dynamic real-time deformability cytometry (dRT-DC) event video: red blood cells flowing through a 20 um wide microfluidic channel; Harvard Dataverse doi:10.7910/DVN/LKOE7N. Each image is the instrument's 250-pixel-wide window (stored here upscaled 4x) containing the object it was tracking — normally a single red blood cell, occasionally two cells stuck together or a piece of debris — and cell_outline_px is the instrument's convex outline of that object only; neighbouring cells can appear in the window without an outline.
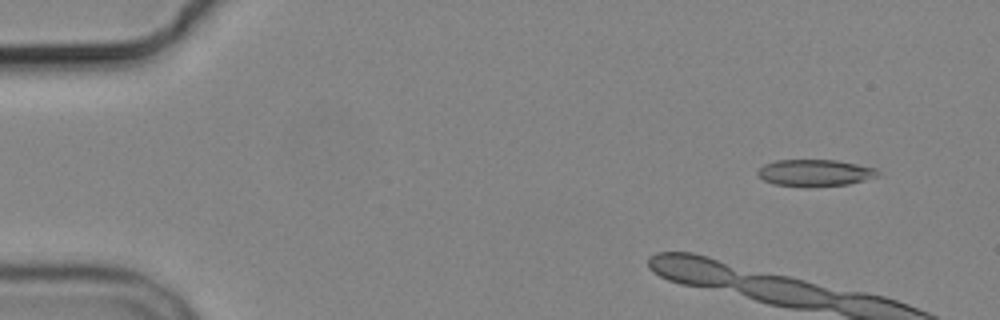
{"species": "common noctule bat (a hibernating species)", "species_latin": "Nyctalus noctula", "temperature_condition": "cold", "stored_images_in_passage": 5, "camera_frame_rate_fps": 3000, "um_per_image_px": 0.085, "animal": {"sex": "male", "body_mass_g": 19.2, "forearm_length_mm": 51.8}, "frame": {"image": 1, "passage_image": 1, "time_ms": 0.0, "image_size_px": [1000, 320], "cell_outline_px": [[880, 176], [848, 184], [808, 188], [776, 184], [764, 180], [756, 172], [764, 164], [776, 160], [836, 160], [876, 168], [880, 172]], "centroid_in_image_um": [69.29, 14.7], "position_along_channel_um": 15.7, "area_um2": 18.9}}
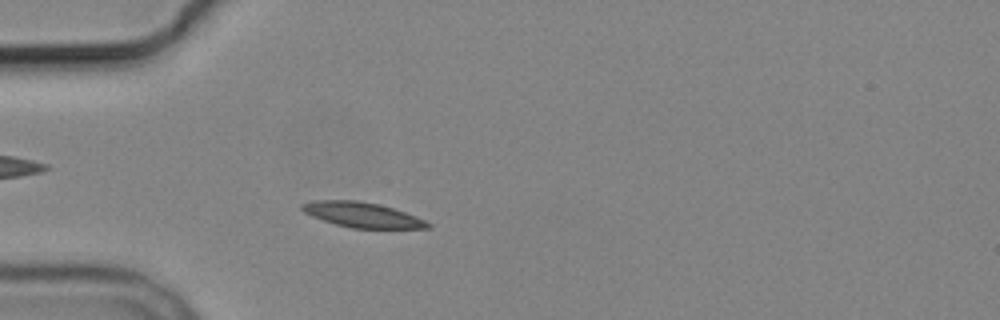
{"frame": {"image": 2, "passage_image": 5, "time_ms": 5.0, "image_size_px": [1000, 320], "cell_outline_px": [[432, 228], [352, 228], [336, 224], [312, 216], [304, 212], [300, 208], [300, 204], [316, 200], [356, 200], [380, 204], [416, 216], [432, 224]], "centroid_in_image_um": [30.79, 18.25], "position_along_channel_um": 54.2, "area_um2": 18.26}}